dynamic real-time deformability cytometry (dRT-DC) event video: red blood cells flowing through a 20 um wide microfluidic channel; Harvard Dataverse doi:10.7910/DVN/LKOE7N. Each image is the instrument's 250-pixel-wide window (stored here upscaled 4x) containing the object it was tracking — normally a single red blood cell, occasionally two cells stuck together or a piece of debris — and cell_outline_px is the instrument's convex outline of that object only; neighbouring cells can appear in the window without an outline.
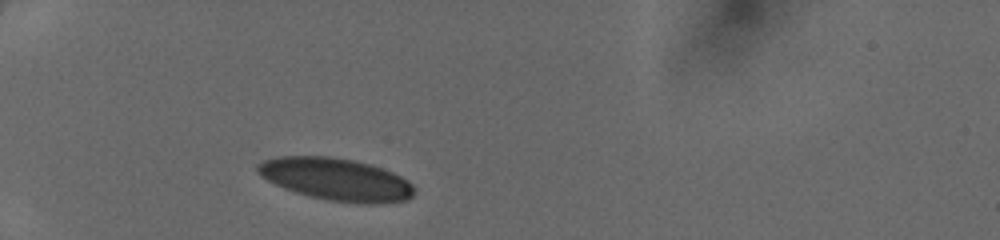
{"species": "human", "species_latin": "Homo sapiens", "temperature_condition": "cold", "stored_images_in_passage": 29, "camera_frame_rate_fps": 3000, "um_per_image_px": 0.085, "donor": {"sex": "female"}, "frame": {"image": 1, "passage_image": 1, "time_ms": 0.0, "image_size_px": [1000, 240], "cell_outline_px": [[416, 192], [408, 200], [372, 204], [368, 204], [328, 200], [308, 196], [284, 188], [260, 176], [256, 172], [256, 164], [264, 160], [276, 156], [332, 156], [356, 160], [372, 164], [392, 172], [408, 180], [416, 188]], "centroid_in_image_um": [28.58, 15.23], "position_along_channel_um": 56.4, "area_um2": 39.07}}
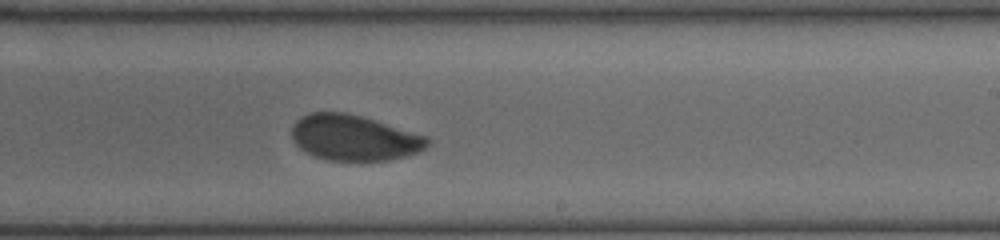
{"frame": {"image": 2, "passage_image": 17, "time_ms": 5.333, "image_size_px": [1000, 240], "cell_outline_px": [[432, 144], [420, 152], [388, 160], [328, 160], [316, 156], [300, 148], [292, 140], [292, 124], [300, 116], [308, 112], [344, 112], [376, 120], [428, 136], [432, 140]], "centroid_in_image_um": [30.13, 11.69], "position_along_channel_um": 258.9, "area_um2": 36.3}}
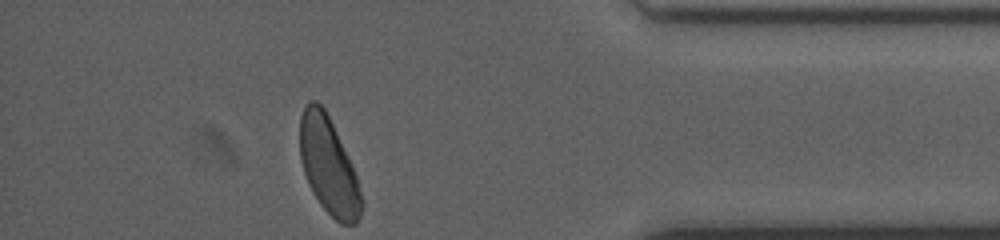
{"frame": {"image": 3, "passage_image": 29, "time_ms": 9.333, "image_size_px": [1000, 240], "cell_outline_px": [[364, 204], [360, 216], [356, 224], [340, 224], [320, 204], [312, 192], [308, 184], [300, 160], [300, 116], [308, 100], [316, 100], [324, 108], [336, 132], [356, 176]], "centroid_in_image_um": [27.91, 14.12], "position_along_channel_um": 407.3, "area_um2": 34.39}}